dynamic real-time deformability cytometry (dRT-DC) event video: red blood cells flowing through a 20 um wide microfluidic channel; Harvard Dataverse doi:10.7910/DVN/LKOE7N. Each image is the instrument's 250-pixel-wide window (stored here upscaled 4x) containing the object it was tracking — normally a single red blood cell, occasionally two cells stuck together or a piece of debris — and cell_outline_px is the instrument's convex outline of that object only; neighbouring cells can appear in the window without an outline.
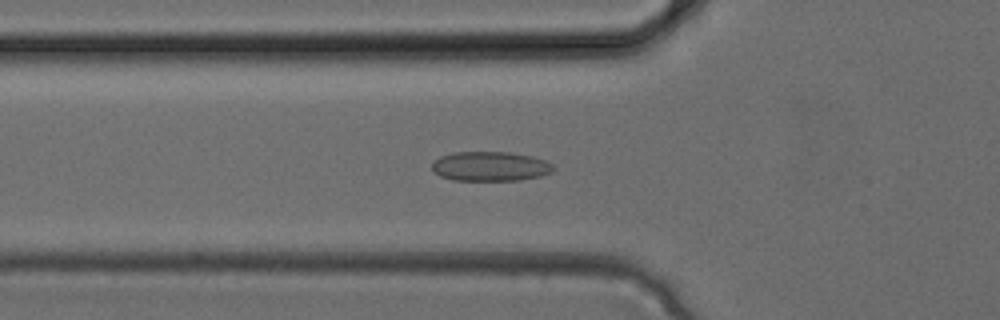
{"species": "common noctule bat (a hibernating species)", "species_latin": "Nyctalus noctula", "temperature_condition": "cold", "stored_images_in_passage": 30, "camera_frame_rate_fps": 3000, "um_per_image_px": 0.085, "animal": {"sex": "female", "body_mass_g": 24.6, "forearm_length_mm": 56.2}, "frame": {"image": 1, "passage_image": 8, "time_ms": 2.333, "image_size_px": [1000, 320], "cell_outline_px": [[556, 168], [552, 172], [540, 176], [520, 180], [452, 180], [440, 176], [432, 172], [432, 164], [440, 156], [452, 152], [512, 152], [532, 156], [544, 160], [552, 164]], "centroid_in_image_um": [41.67, 14.13], "position_along_channel_um": 84.1, "area_um2": 21.04}}
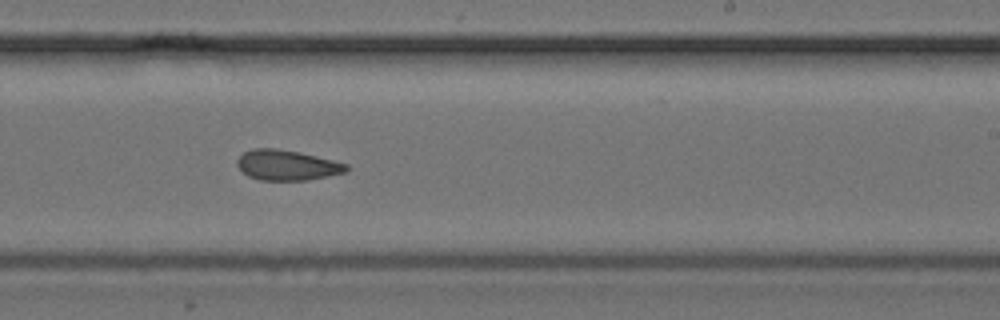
{"frame": {"image": 2, "passage_image": 17, "time_ms": 5.333, "image_size_px": [1000, 320], "cell_outline_px": [[348, 172], [308, 180], [260, 180], [248, 176], [236, 164], [236, 160], [244, 152], [252, 148], [276, 148], [300, 152], [348, 164]], "centroid_in_image_um": [24.4, 14.03], "position_along_channel_um": 264.6, "area_um2": 19.31}}
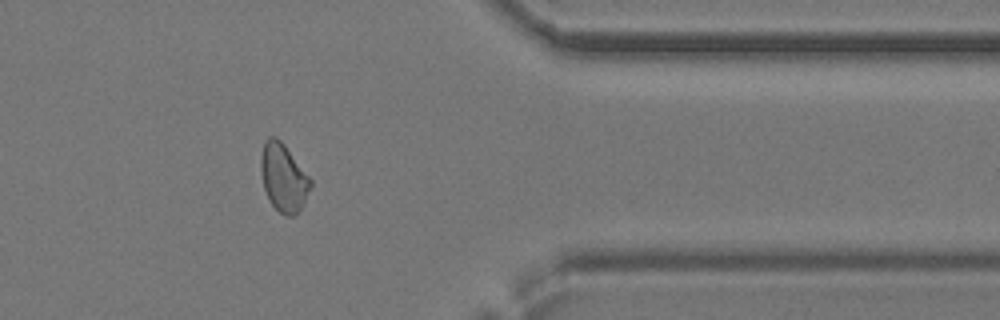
{"frame": {"image": 3, "passage_image": 24, "time_ms": 7.667, "image_size_px": [1000, 320], "cell_outline_px": [[312, 184], [300, 212], [292, 216], [284, 216], [268, 200], [264, 188], [260, 172], [260, 156], [264, 140], [268, 136], [276, 136], [284, 144], [312, 180]], "centroid_in_image_um": [24.08, 15.09], "position_along_channel_um": 387.3, "area_um2": 19.88}}